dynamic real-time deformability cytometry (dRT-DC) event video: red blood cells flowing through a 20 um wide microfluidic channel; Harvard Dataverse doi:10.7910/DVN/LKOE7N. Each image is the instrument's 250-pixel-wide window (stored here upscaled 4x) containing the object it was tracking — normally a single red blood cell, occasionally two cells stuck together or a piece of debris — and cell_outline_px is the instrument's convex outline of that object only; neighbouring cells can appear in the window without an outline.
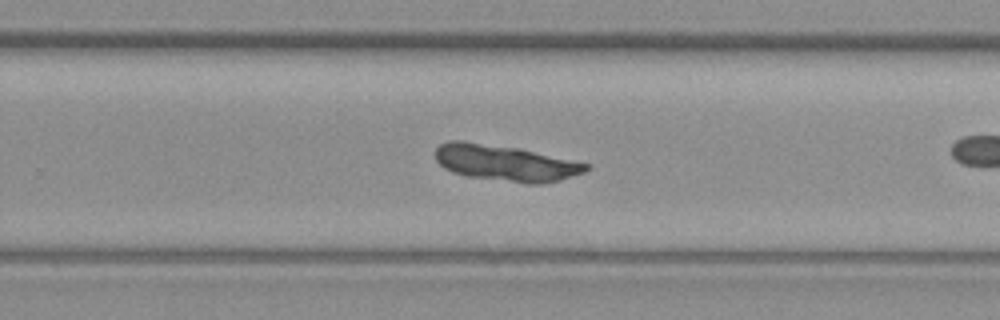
{"species": "common noctule bat (a hibernating species)", "species_latin": "Nyctalus noctula", "temperature_condition": "warm", "stored_images_in_passage": 18, "segment_of_instrument_passage": [2, 2], "camera_frame_rate_fps": 3000, "um_per_image_px": 0.085, "animal": {"sex": "female", "body_mass_g": 19.3, "forearm_length_mm": 54.1}, "frame": {"image": 1, "passage_image": 16, "time_ms": 5.0, "image_size_px": [1000, 320], "cell_outline_px": [[592, 164], [584, 172], [560, 180], [540, 184], [528, 184], [468, 176], [452, 172], [444, 168], [436, 160], [436, 148], [440, 144], [448, 140], [460, 140], [520, 148]], "centroid_in_image_um": [42.97, 13.84], "position_along_channel_um": 286.8, "area_um2": 31.79}}